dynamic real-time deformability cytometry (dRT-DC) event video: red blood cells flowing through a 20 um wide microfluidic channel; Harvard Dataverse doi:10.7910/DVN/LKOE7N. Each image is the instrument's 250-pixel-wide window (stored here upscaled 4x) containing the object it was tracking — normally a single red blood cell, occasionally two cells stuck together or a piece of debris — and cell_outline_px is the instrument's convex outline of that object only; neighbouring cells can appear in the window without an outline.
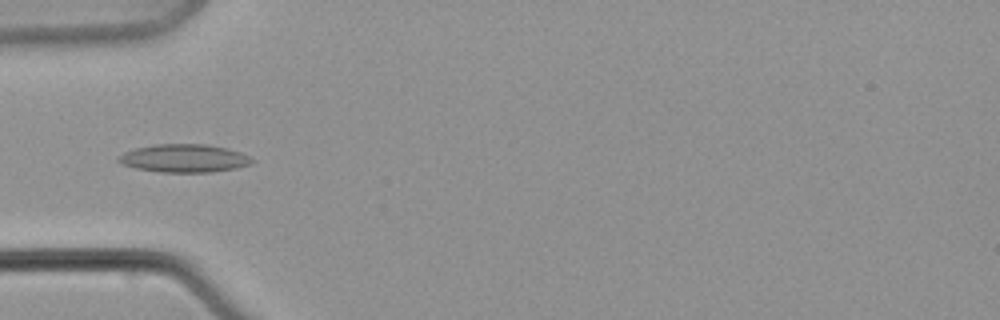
{"species": "common noctule bat (a hibernating species)", "species_latin": "Nyctalus noctula", "temperature_condition": "warm", "stored_images_in_passage": 10, "camera_frame_rate_fps": 3000, "um_per_image_px": 0.085, "animal": {"sex": "male", "body_mass_g": 21.5, "forearm_length_mm": 52.0}, "frame": {"image": 1, "passage_image": 7, "time_ms": 8.0, "image_size_px": [1000, 320], "cell_outline_px": [[256, 160], [248, 164], [236, 168], [212, 172], [160, 172], [136, 168], [120, 164], [116, 160], [124, 152], [136, 148], [156, 144], [208, 144], [240, 152]], "centroid_in_image_um": [15.63, 13.45], "position_along_channel_um": 69.4, "area_um2": 21.73}}
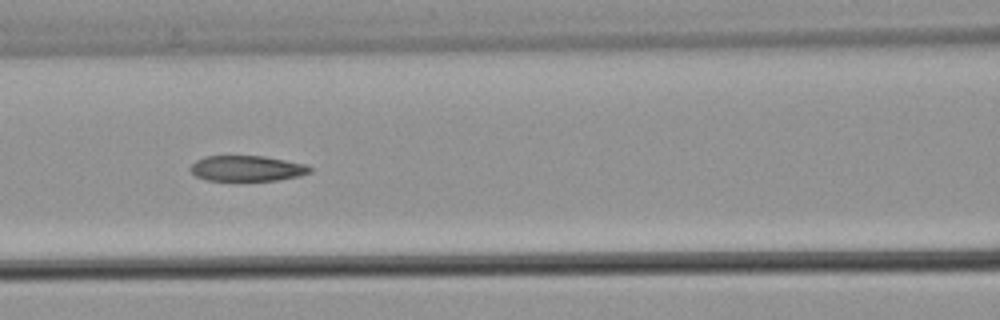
{"frame": {"image": 2, "passage_image": 9, "time_ms": 11.0, "image_size_px": [1000, 320], "cell_outline_px": [[312, 172], [300, 176], [276, 180], [208, 180], [196, 176], [188, 168], [196, 160], [204, 156], [264, 156], [304, 164], [312, 168]], "centroid_in_image_um": [20.98, 14.31], "position_along_channel_um": 145.6, "area_um2": 17.69}}